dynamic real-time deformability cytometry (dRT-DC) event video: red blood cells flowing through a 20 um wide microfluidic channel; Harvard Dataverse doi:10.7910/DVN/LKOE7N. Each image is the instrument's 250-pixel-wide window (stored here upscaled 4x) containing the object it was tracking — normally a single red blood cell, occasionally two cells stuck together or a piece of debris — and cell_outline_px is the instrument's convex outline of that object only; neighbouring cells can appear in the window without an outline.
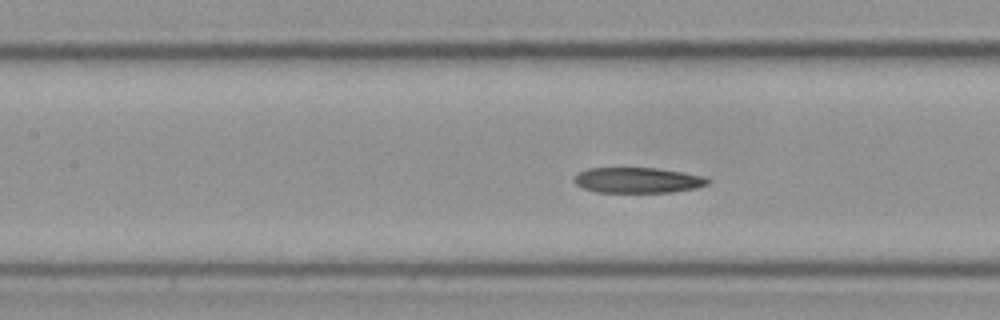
{"species": "Egyptian fruit bat (a non-hibernating species)", "species_latin": "Rousettus aegyptiacus", "temperature_condition": "cold", "stored_images_in_passage": 57, "camera_frame_rate_fps": 3000, "um_per_image_px": 0.085, "frame": {"image": 1, "passage_image": 25, "time_ms": 8.0, "image_size_px": [1000, 320], "cell_outline_px": [[712, 180], [708, 184], [696, 188], [672, 192], [596, 192], [584, 188], [576, 184], [572, 180], [580, 172], [588, 168], [656, 168], [704, 176]], "centroid_in_image_um": [54.22, 15.32], "position_along_channel_um": 153.2, "area_um2": 19.77}, "authors_computed_cell_mechanics": {"area_um2": 20.6346, "velocity_mm_per_s": 3.5411, "shape_relaxation_time_tau1_ms": null, "shape_relaxation_time_tau2_ms": 6.009, "deformation_change_tau1": null, "deformation_change_tau2": 0.1312}}